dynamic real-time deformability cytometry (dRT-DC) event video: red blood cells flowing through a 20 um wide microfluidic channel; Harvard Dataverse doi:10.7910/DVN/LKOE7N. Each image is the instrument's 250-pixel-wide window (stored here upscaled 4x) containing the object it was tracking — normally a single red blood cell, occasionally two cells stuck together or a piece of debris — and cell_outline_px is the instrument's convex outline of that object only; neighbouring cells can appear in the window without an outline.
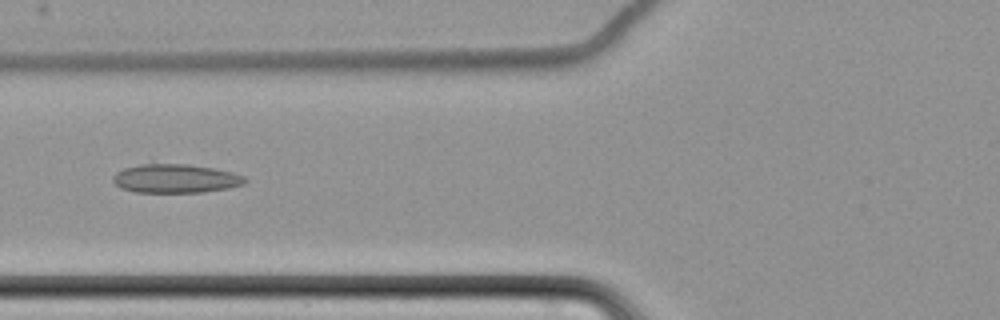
{"species": "common noctule bat (a hibernating species)", "species_latin": "Nyctalus noctula", "temperature_condition": "cold", "stored_images_in_passage": 8, "camera_frame_rate_fps": 3000, "um_per_image_px": 0.085, "animal": {"sex": "female", "body_mass_g": 22.7, "forearm_length_mm": 54.2}, "frame": {"image": 1, "passage_image": 7, "time_ms": 8.0, "image_size_px": [1000, 320], "cell_outline_px": [[248, 180], [244, 184], [228, 188], [200, 192], [136, 192], [120, 188], [112, 180], [112, 176], [116, 172], [124, 168], [140, 164], [188, 164], [216, 168], [232, 172], [244, 176]], "centroid_in_image_um": [14.92, 15.17], "position_along_channel_um": 110.9, "area_um2": 22.2}}
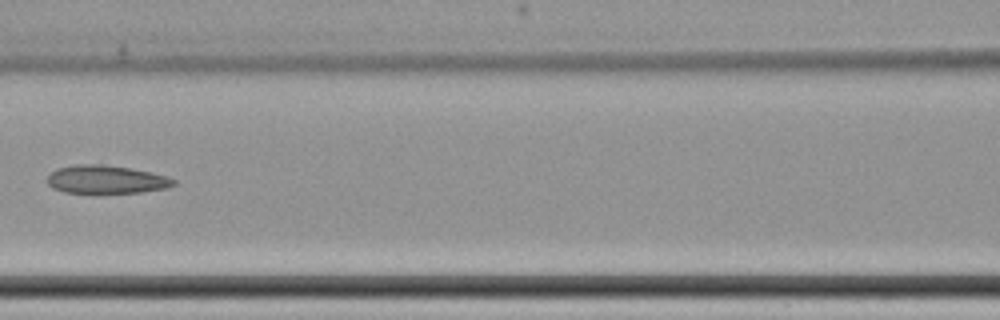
{"frame": {"image": 2, "passage_image": 8, "time_ms": 9.333, "image_size_px": [1000, 320], "cell_outline_px": [[176, 184], [168, 188], [140, 192], [64, 192], [52, 188], [48, 184], [48, 176], [56, 168], [76, 164], [100, 164], [128, 168], [152, 172], [168, 176], [176, 180]], "centroid_in_image_um": [9.05, 15.24], "position_along_channel_um": 157.6, "area_um2": 20.63}}